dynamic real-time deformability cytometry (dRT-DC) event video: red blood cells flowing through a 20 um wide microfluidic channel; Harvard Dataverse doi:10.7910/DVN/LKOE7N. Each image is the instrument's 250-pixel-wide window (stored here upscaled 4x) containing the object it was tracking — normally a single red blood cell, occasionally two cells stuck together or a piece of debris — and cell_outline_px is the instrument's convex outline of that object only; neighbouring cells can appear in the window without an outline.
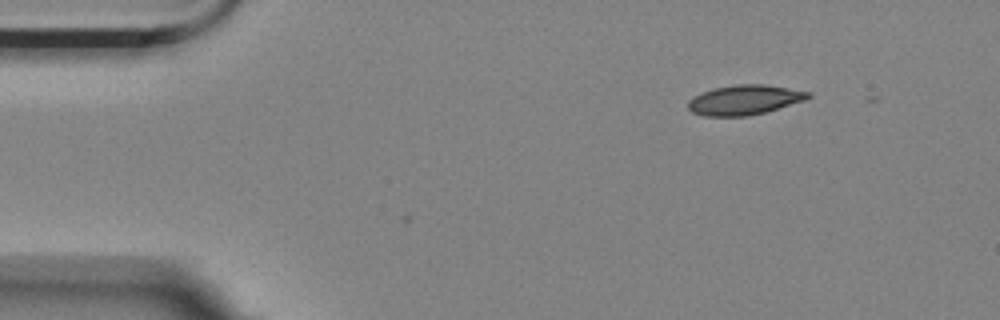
{"species": "Egyptian fruit bat (a non-hibernating species)", "species_latin": "Rousettus aegyptiacus", "temperature_condition": "room temperature", "stored_images_in_passage": 3, "camera_frame_rate_fps": 3000, "um_per_image_px": 0.085, "animal": {"sex": "female"}, "frame": {"image": 1, "passage_image": 1, "time_ms": 0.0, "image_size_px": [1000, 320], "cell_outline_px": [[812, 96], [804, 100], [764, 112], [748, 116], [704, 116], [692, 112], [688, 108], [688, 100], [692, 96], [712, 88], [736, 84], [764, 84], [812, 92]], "centroid_in_image_um": [63.24, 8.48], "position_along_channel_um": 21.8, "area_um2": 20.87}}